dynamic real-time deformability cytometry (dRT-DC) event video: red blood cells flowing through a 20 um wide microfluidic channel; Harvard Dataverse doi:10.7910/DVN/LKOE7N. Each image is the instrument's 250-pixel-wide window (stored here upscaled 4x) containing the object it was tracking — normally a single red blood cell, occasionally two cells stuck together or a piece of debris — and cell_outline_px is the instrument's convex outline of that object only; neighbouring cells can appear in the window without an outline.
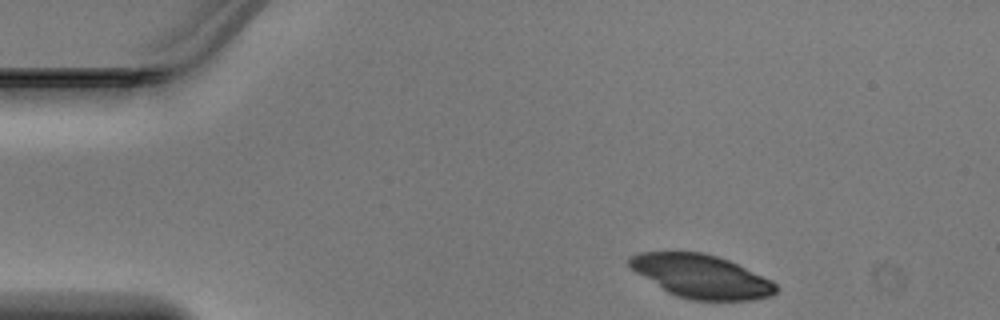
{"species": "Egyptian fruit bat (a non-hibernating species)", "species_latin": "Rousettus aegyptiacus", "temperature_condition": "warm", "stored_images_in_passage": 35, "camera_frame_rate_fps": 3000, "um_per_image_px": 0.085, "animal": {"sex": "male"}, "frame": {"image": 1, "passage_image": 1, "time_ms": 0.0, "image_size_px": [1000, 320], "cell_outline_px": [[776, 292], [772, 296], [752, 300], [692, 300], [676, 296], [668, 292], [636, 272], [628, 264], [628, 256], [640, 252], [700, 252], [716, 256], [728, 260], [772, 280], [776, 284]], "centroid_in_image_um": [59.61, 23.49], "position_along_channel_um": 25.4, "area_um2": 36.76}}